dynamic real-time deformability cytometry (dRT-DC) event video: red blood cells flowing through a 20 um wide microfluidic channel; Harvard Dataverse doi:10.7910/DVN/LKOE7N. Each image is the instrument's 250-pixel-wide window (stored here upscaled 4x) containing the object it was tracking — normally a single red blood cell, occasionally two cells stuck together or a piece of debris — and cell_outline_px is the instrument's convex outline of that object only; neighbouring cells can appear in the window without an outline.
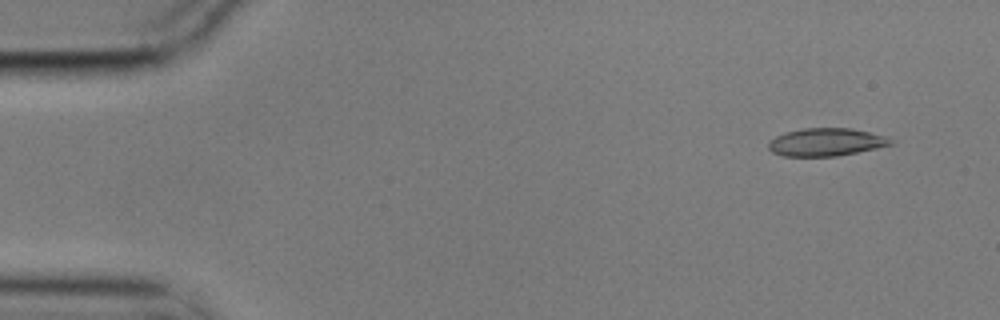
{"species": "common noctule bat (a hibernating species)", "species_latin": "Nyctalus noctula", "temperature_condition": "cold", "stored_images_in_passage": 6, "camera_frame_rate_fps": 3000, "um_per_image_px": 0.085, "animal": {"sex": "male", "body_mass_g": 17.9}, "frame": {"image": 1, "passage_image": 1, "time_ms": 0.0, "image_size_px": [1000, 320], "cell_outline_px": [[892, 144], [876, 148], [836, 156], [784, 156], [772, 152], [768, 148], [768, 144], [776, 136], [784, 132], [804, 128], [852, 128], [888, 136], [892, 140]], "centroid_in_image_um": [70.22, 12.07], "position_along_channel_um": 14.8, "area_um2": 19.77}}
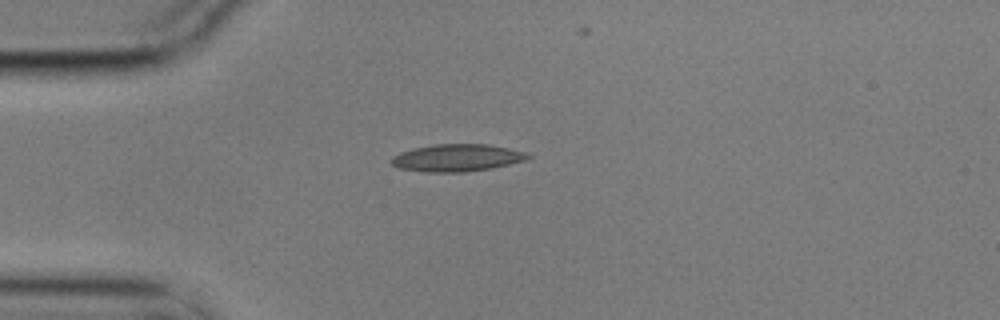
{"frame": {"image": 2, "passage_image": 4, "time_ms": 1.0, "image_size_px": [1000, 320], "cell_outline_px": [[532, 156], [528, 160], [492, 168], [464, 172], [424, 172], [400, 168], [392, 164], [388, 160], [392, 156], [400, 152], [412, 148], [432, 144], [488, 144], [508, 148], [524, 152]], "centroid_in_image_um": [38.82, 13.41], "position_along_channel_um": 46.2, "area_um2": 21.91}}
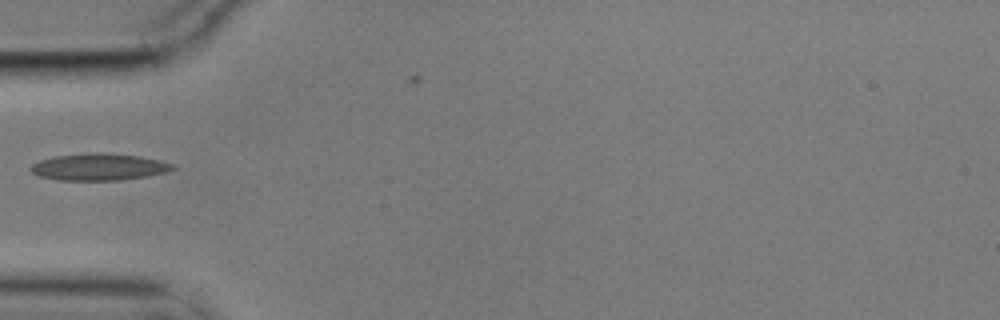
{"frame": {"image": 3, "passage_image": 5, "time_ms": 1.333, "image_size_px": [1000, 320], "cell_outline_px": [[176, 168], [164, 172], [144, 176], [120, 180], [60, 180], [40, 176], [32, 172], [28, 168], [32, 164], [40, 160], [52, 156], [88, 152], [104, 152], [140, 156], [160, 160], [176, 164]], "centroid_in_image_um": [8.39, 14.17], "position_along_channel_um": 76.6, "area_um2": 22.37}}